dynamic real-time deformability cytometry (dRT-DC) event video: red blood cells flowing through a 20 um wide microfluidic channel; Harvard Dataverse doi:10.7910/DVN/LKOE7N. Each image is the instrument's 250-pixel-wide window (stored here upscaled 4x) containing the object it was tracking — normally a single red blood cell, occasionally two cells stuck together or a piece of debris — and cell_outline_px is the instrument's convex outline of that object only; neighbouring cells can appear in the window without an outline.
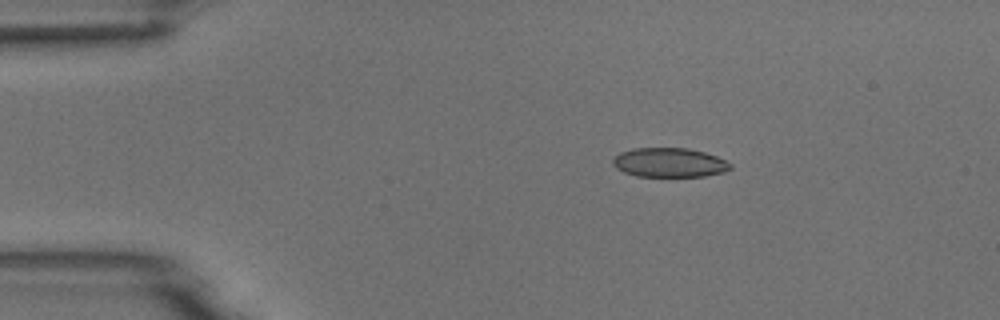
{"species": "common noctule bat (a hibernating species)", "species_latin": "Nyctalus noctula", "temperature_condition": "room temperature", "stored_images_in_passage": 5, "camera_frame_rate_fps": 3000, "um_per_image_px": 0.085, "animal": {"sex": "male", "body_mass_g": 18.8}, "frame": {"image": 1, "passage_image": 3, "time_ms": 2.667, "image_size_px": [1000, 320], "cell_outline_px": [[732, 168], [724, 172], [704, 176], [636, 176], [624, 172], [616, 168], [612, 164], [612, 160], [620, 152], [632, 148], [688, 148], [704, 152], [716, 156], [732, 164]], "centroid_in_image_um": [56.89, 13.81], "position_along_channel_um": 28.1, "area_um2": 20.06}}